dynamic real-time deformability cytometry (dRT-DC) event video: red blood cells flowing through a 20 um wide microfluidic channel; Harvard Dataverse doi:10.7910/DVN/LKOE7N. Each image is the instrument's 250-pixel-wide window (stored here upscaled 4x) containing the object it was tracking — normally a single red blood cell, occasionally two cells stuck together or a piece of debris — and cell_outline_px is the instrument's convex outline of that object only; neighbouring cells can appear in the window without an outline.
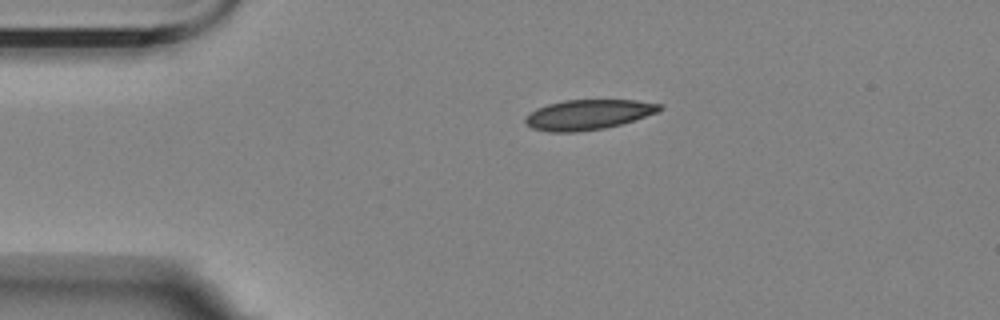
{"species": "Egyptian fruit bat (a non-hibernating species)", "species_latin": "Rousettus aegyptiacus", "temperature_condition": "room temperature", "stored_images_in_passage": 46, "camera_frame_rate_fps": 3000, "um_per_image_px": 0.085, "animal": {"sex": "female"}, "frame": {"image": 1, "passage_image": 1, "time_ms": 0.0, "image_size_px": [1000, 320], "cell_outline_px": [[664, 108], [660, 112], [620, 124], [604, 128], [576, 132], [548, 132], [532, 128], [524, 124], [524, 116], [536, 108], [548, 104], [564, 100], [636, 100], [660, 104]], "centroid_in_image_um": [49.97, 9.74], "position_along_channel_um": 35.0, "area_um2": 23.7}}
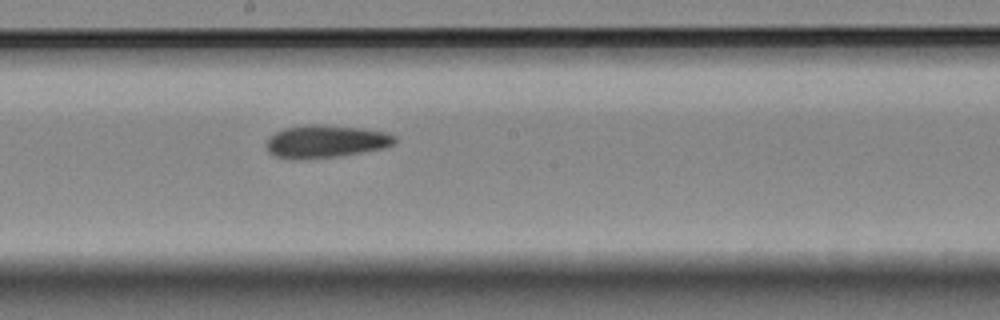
{"frame": {"image": 2, "passage_image": 20, "time_ms": 6.333, "image_size_px": [1000, 320], "cell_outline_px": [[396, 144], [384, 148], [340, 156], [276, 156], [268, 152], [268, 136], [284, 128], [304, 124], [324, 124], [364, 128], [388, 132], [396, 136]], "centroid_in_image_um": [27.8, 11.95], "position_along_channel_um": 220.4, "area_um2": 23.93}}
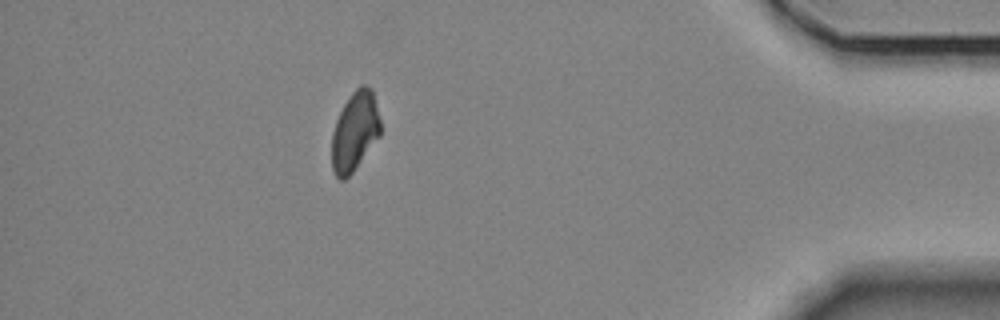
{"frame": {"image": 3, "passage_image": 40, "time_ms": 13.0, "image_size_px": [1000, 320], "cell_outline_px": [[380, 136], [352, 172], [344, 180], [340, 180], [336, 176], [332, 168], [332, 132], [336, 120], [344, 104], [352, 92], [360, 84], [368, 84], [372, 88], [380, 120]], "centroid_in_image_um": [30.16, 11.14], "position_along_channel_um": 405.0, "area_um2": 22.43}, "authors_computed_cell_mechanics": {"area_um2": 23.9292, "velocity_mm_per_s": 3.4677, "shape_relaxation_time_tau1_ms": 7.1665, "shape_relaxation_time_tau2_ms": null, "deformation_change_tau1": 0.1324, "deformation_change_tau2": null}}